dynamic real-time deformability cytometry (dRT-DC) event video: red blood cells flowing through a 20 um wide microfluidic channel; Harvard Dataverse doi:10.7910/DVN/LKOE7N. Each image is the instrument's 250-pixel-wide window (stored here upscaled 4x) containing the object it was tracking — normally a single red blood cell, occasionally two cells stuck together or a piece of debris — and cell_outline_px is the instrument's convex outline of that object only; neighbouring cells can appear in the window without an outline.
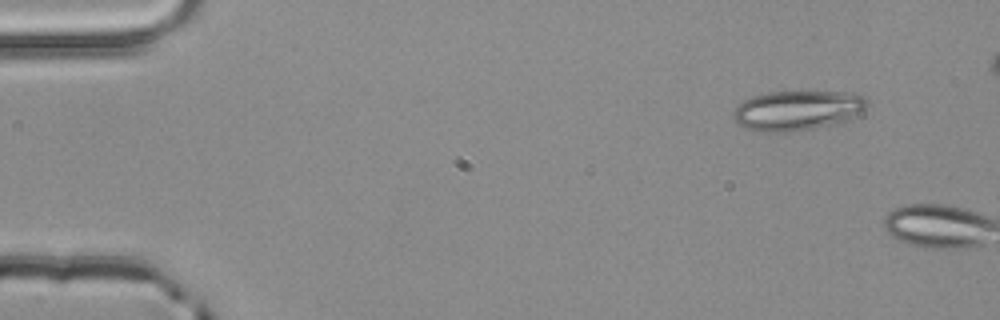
{"species": "common noctule bat (a hibernating species)", "species_latin": "Nyctalus noctula", "temperature_condition": "room temperature", "stored_images_in_passage": 4, "camera_frame_rate_fps": 3000, "um_per_image_px": 0.085, "animal": {"sex": "male", "body_mass_g": 20.4}, "frame": {"image": 1, "passage_image": 1, "time_ms": 0.0, "image_size_px": [1000, 320], "cell_outline_px": [[868, 104], [864, 112], [848, 120], [812, 128], [784, 132], [760, 132], [744, 128], [732, 116], [732, 112], [744, 100], [752, 96], [768, 92], [848, 92], [864, 96], [868, 100]], "centroid_in_image_um": [67.8, 9.38], "position_along_channel_um": 17.2, "area_um2": 30.98}}